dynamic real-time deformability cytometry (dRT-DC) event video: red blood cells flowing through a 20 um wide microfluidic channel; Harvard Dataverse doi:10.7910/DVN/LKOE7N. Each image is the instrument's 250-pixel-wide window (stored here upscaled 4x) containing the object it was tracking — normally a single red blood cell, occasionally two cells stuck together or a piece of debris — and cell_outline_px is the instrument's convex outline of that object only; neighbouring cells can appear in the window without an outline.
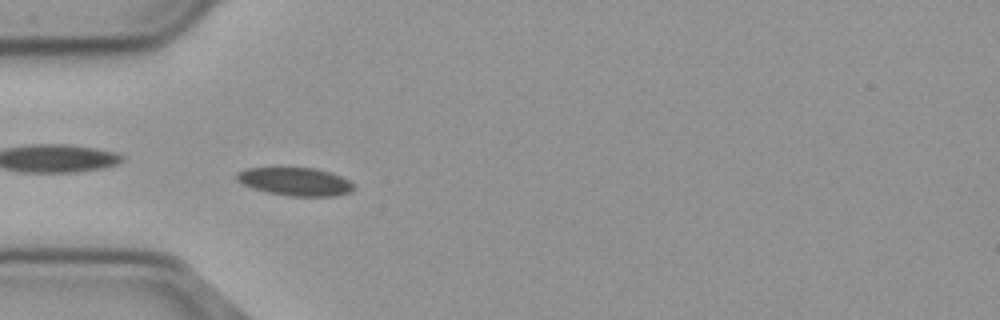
{"species": "common noctule bat (a hibernating species)", "species_latin": "Nyctalus noctula", "temperature_condition": "cold", "stored_images_in_passage": 56, "camera_frame_rate_fps": 3000, "um_per_image_px": 0.085, "animal": {"sex": "male", "body_mass_g": 23.1, "forearm_length_mm": 52.7}, "frame": {"image": 1, "passage_image": 17, "time_ms": 5.333, "image_size_px": [1000, 320], "cell_outline_px": [[356, 188], [352, 192], [336, 196], [288, 196], [268, 192], [252, 188], [236, 180], [236, 172], [244, 168], [276, 164], [316, 168], [332, 172], [356, 184]], "centroid_in_image_um": [25.07, 15.37], "position_along_channel_um": 59.9, "area_um2": 20.46}}
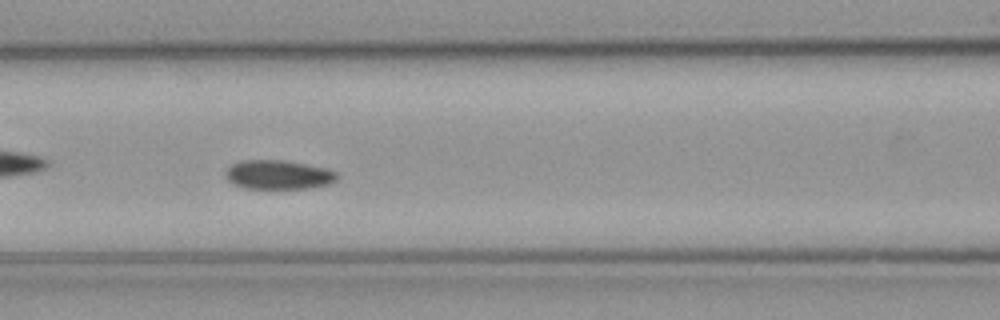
{"frame": {"image": 2, "passage_image": 24, "time_ms": 7.667, "image_size_px": [1000, 320], "cell_outline_px": [[340, 176], [336, 180], [328, 184], [312, 188], [244, 188], [228, 180], [224, 176], [224, 172], [232, 164], [244, 160], [284, 160], [328, 168], [336, 172]], "centroid_in_image_um": [23.69, 14.84], "position_along_channel_um": 142.9, "area_um2": 18.96}}
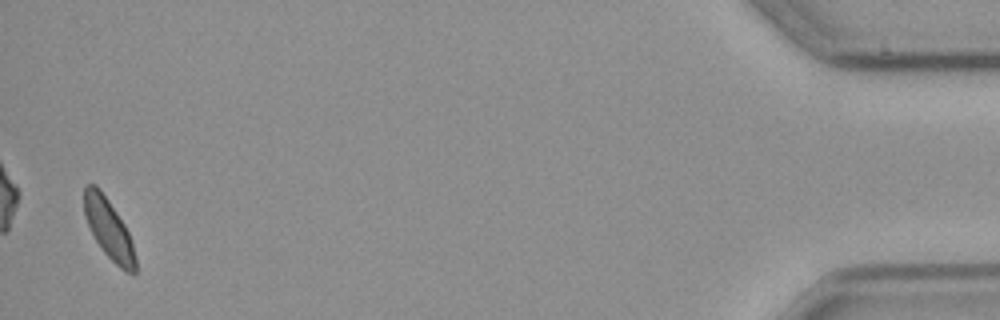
{"frame": {"image": 3, "passage_image": 55, "time_ms": 18.0, "image_size_px": [1000, 320], "cell_outline_px": [[136, 272], [124, 272], [104, 252], [96, 240], [84, 216], [84, 184], [96, 184], [100, 188], [124, 224], [128, 232], [132, 244], [136, 260]], "centroid_in_image_um": [9.23, 19.43], "position_along_channel_um": 426.0, "area_um2": 17.63}, "authors_computed_cell_mechanics": {"area_um2": 18.9295, "velocity_mm_per_s": 3.6508, "shape_relaxation_time_tau1_ms": 3.8075, "shape_relaxation_time_tau2_ms": 8.7127, "deformation_change_tau1": 0.0551, "deformation_change_tau2": 0.0911}}